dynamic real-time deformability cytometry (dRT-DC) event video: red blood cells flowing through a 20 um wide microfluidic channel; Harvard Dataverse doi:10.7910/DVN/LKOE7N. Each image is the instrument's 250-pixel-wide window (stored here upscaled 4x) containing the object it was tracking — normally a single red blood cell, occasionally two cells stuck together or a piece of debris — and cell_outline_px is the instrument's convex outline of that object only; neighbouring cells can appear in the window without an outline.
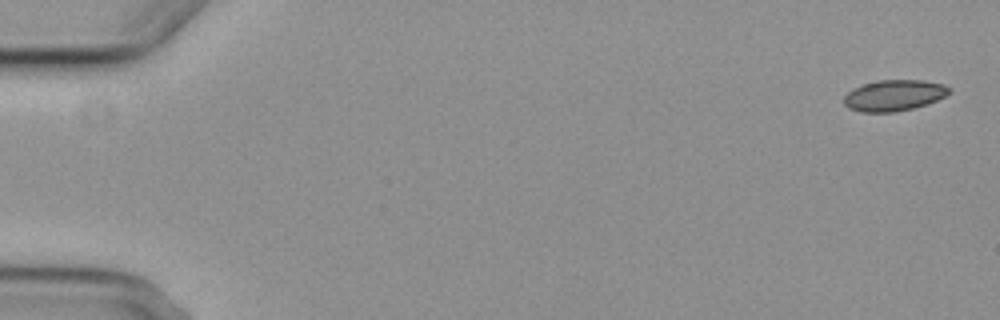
{"species": "common noctule bat (a hibernating species)", "species_latin": "Nyctalus noctula", "temperature_condition": "cold", "stored_images_in_passage": 3, "camera_frame_rate_fps": 3000, "um_per_image_px": 0.085, "animal": {"sex": "female", "body_mass_g": 29.2, "forearm_length_mm": 56.3}, "frame": {"image": 1, "passage_image": 1, "time_ms": 0.0, "image_size_px": [1000, 320], "cell_outline_px": [[952, 92], [936, 100], [912, 108], [896, 112], [860, 112], [848, 108], [844, 104], [844, 96], [852, 88], [876, 80], [924, 80], [944, 84], [952, 88]], "centroid_in_image_um": [75.99, 8.1], "position_along_channel_um": 9.0, "area_um2": 19.13}}